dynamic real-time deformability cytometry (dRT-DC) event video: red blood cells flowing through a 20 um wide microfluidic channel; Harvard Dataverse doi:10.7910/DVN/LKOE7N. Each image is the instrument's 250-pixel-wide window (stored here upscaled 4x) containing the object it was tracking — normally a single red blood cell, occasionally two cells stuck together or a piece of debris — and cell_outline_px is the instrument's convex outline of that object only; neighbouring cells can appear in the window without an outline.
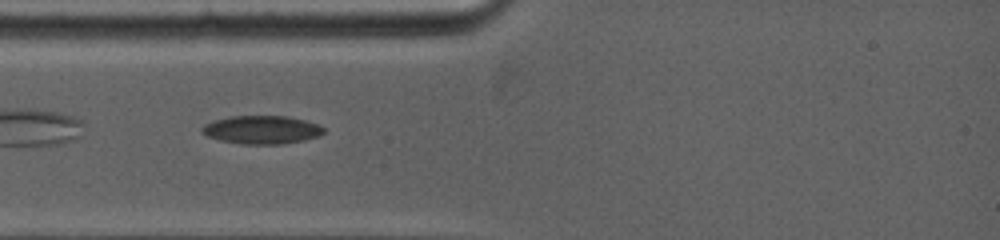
{"species": "common noctule bat (a hibernating species)", "species_latin": "Nyctalus noctula", "temperature_condition": "warm", "stored_images_in_passage": 19, "camera_frame_rate_fps": 5000, "um_per_image_px": 0.085, "animal": {"sex": "female", "body_mass_g": 19.0, "forearm_length_mm": 53.3}, "frame": {"image": 1, "passage_image": 2, "time_ms": 0.6, "image_size_px": [1000, 240], "cell_outline_px": [[324, 132], [320, 136], [304, 140], [280, 144], [244, 144], [220, 140], [208, 136], [200, 132], [200, 128], [204, 124], [212, 120], [232, 116], [288, 116], [304, 120], [316, 124], [324, 128]], "centroid_in_image_um": [22.22, 11.02], "position_along_channel_um": 62.8, "area_um2": 20.06}}
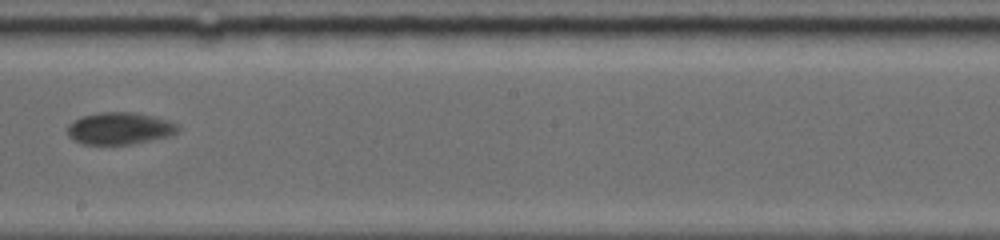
{"frame": {"image": 2, "passage_image": 9, "time_ms": 5.2, "image_size_px": [1000, 240], "cell_outline_px": [[180, 128], [176, 132], [168, 136], [152, 140], [132, 144], [80, 144], [72, 140], [68, 136], [68, 124], [72, 120], [84, 116], [100, 112], [136, 112], [168, 120], [180, 124]], "centroid_in_image_um": [10.16, 10.91], "position_along_channel_um": 238.0, "area_um2": 20.81}}
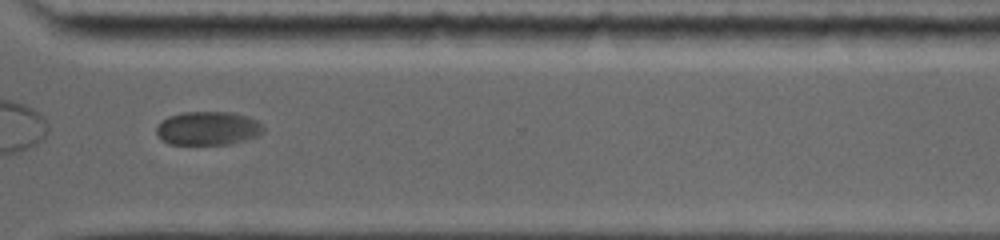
{"frame": {"image": 3, "passage_image": 15, "time_ms": 8.2, "image_size_px": [1000, 240], "cell_outline_px": [[264, 132], [260, 136], [232, 144], [168, 144], [160, 140], [156, 132], [156, 128], [160, 120], [168, 116], [180, 112], [232, 112], [256, 120], [264, 128]], "centroid_in_image_um": [17.65, 10.91], "position_along_channel_um": 353.0, "area_um2": 21.27}, "authors_computed_cell_mechanics": {"area_um2": 20.9814, "velocity_mm_per_s": 3.8156, "shape_relaxation_time_tau1_ms": 6.8464, "shape_relaxation_time_tau2_ms": 1.0598, "deformation_change_tau1": 0.1222, "deformation_change_tau2": 0.0351}}